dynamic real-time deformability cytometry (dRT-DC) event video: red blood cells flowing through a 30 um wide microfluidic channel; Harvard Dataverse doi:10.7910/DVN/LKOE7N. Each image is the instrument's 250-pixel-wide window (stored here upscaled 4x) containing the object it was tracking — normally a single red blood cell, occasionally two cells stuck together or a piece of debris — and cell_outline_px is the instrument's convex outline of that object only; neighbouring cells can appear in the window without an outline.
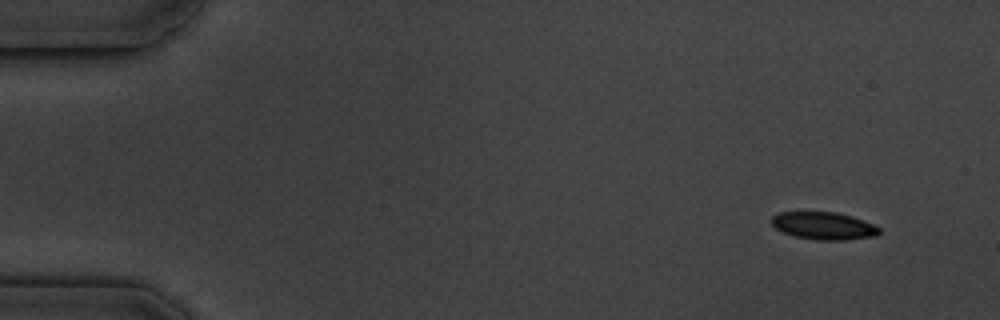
{"species": "common noctule bat (a hibernating species)", "species_latin": "Nyctalus noctula", "temperature_condition": "cold", "stored_images_in_passage": 4, "camera_frame_rate_fps": 3000, "um_per_image_px": 0.085, "animal": {"sex": "male", "body_mass_g": 19.5, "forearm_length_mm": 54.6}, "frame": {"image": 1, "passage_image": 1, "time_ms": 0.0, "image_size_px": [1000, 320], "cell_outline_px": [[880, 232], [876, 236], [844, 240], [816, 240], [792, 236], [776, 228], [772, 224], [772, 216], [780, 212], [836, 212], [852, 216], [872, 224], [880, 228]], "centroid_in_image_um": [70.01, 19.2], "position_along_channel_um": 15.0, "area_um2": 17.22}}
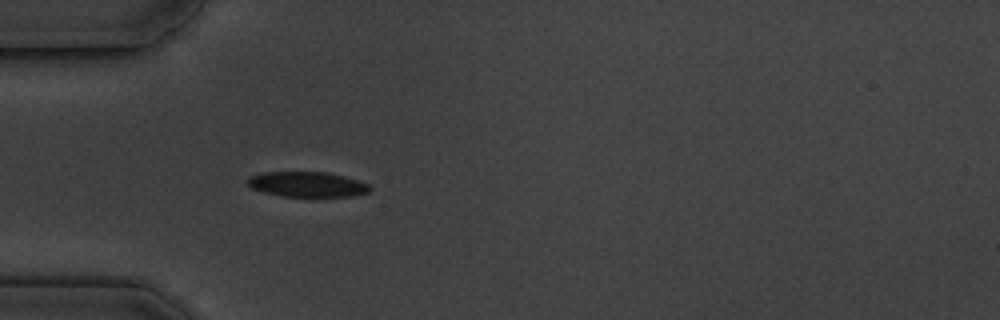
{"frame": {"image": 2, "passage_image": 4, "time_ms": 4.333, "image_size_px": [1000, 320], "cell_outline_px": [[372, 188], [368, 192], [352, 196], [280, 196], [264, 192], [252, 188], [248, 184], [248, 176], [264, 172], [324, 172], [356, 180], [368, 184]], "centroid_in_image_um": [26.07, 15.67], "position_along_channel_um": 58.9, "area_um2": 17.63}}